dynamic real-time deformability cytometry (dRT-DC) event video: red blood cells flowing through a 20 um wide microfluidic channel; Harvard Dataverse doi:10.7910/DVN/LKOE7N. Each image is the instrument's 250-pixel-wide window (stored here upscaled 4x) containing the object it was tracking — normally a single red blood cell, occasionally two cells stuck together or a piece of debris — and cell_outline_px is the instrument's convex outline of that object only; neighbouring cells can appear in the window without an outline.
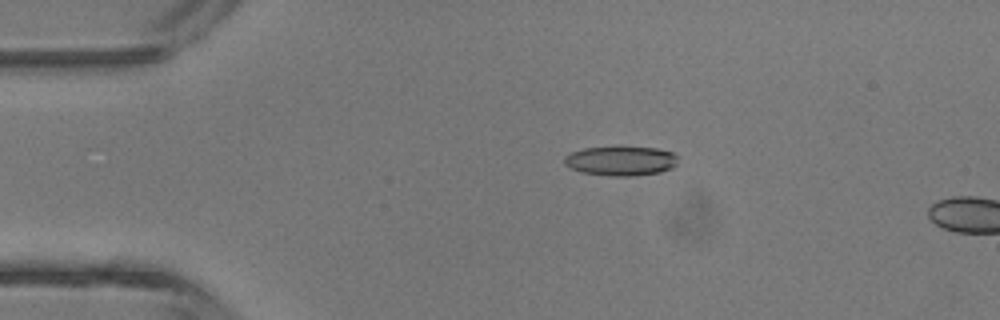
{"species": "common noctule bat (a hibernating species)", "species_latin": "Nyctalus noctula", "temperature_condition": "room temperature", "stored_images_in_passage": 3, "camera_frame_rate_fps": 3000, "um_per_image_px": 0.085, "animal": {"sex": "male", "body_mass_g": 13.3}, "frame": {"image": 1, "passage_image": 2, "time_ms": 1.0, "image_size_px": [1000, 320], "cell_outline_px": [[676, 164], [672, 168], [660, 172], [632, 176], [612, 176], [580, 172], [564, 164], [564, 156], [572, 152], [584, 148], [616, 144], [620, 144], [656, 148], [672, 152], [676, 156]], "centroid_in_image_um": [52.75, 13.63], "position_along_channel_um": 32.3, "area_um2": 20.23}}